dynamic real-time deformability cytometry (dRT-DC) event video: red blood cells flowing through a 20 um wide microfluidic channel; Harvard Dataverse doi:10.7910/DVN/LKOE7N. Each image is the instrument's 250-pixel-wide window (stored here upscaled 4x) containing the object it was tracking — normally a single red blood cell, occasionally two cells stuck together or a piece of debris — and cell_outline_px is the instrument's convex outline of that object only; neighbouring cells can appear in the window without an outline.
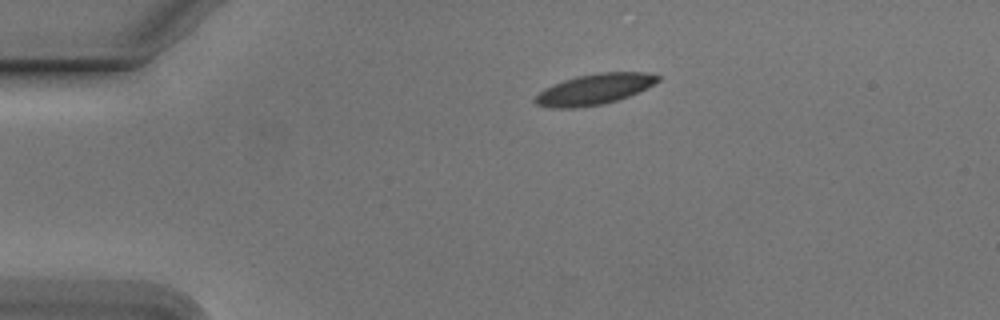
{"species": "Egyptian fruit bat (a non-hibernating species)", "species_latin": "Rousettus aegyptiacus", "temperature_condition": "cold", "stored_images_in_passage": 24, "camera_frame_rate_fps": 3000, "um_per_image_px": 0.085, "animal": {"sex": "male"}, "frame": {"image": 1, "passage_image": 1, "time_ms": 0.0, "image_size_px": [1000, 320], "cell_outline_px": [[660, 80], [628, 96], [604, 104], [576, 108], [552, 108], [536, 104], [532, 100], [544, 88], [552, 84], [576, 76], [600, 72], [648, 72], [660, 76]], "centroid_in_image_um": [50.48, 7.58], "position_along_channel_um": 34.5, "area_um2": 21.85}}
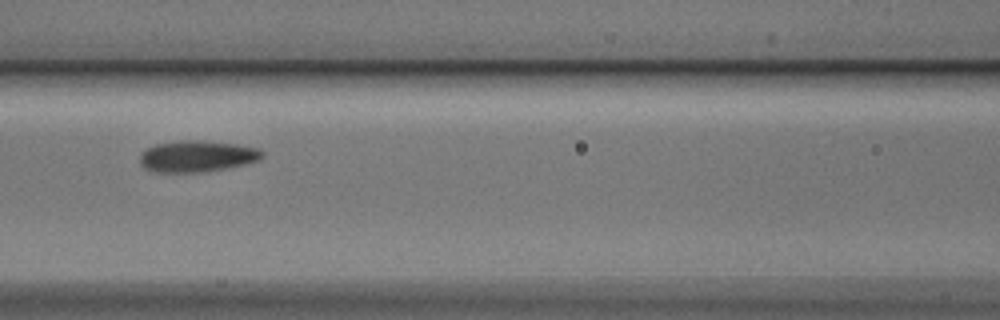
{"frame": {"image": 2, "passage_image": 14, "time_ms": 4.333, "image_size_px": [1000, 320], "cell_outline_px": [[264, 156], [256, 160], [244, 164], [224, 168], [200, 172], [152, 172], [144, 168], [140, 164], [140, 156], [148, 148], [156, 144], [180, 140], [200, 140], [236, 144], [260, 148], [264, 152]], "centroid_in_image_um": [16.74, 13.27], "position_along_channel_um": 149.9, "area_um2": 22.25}}
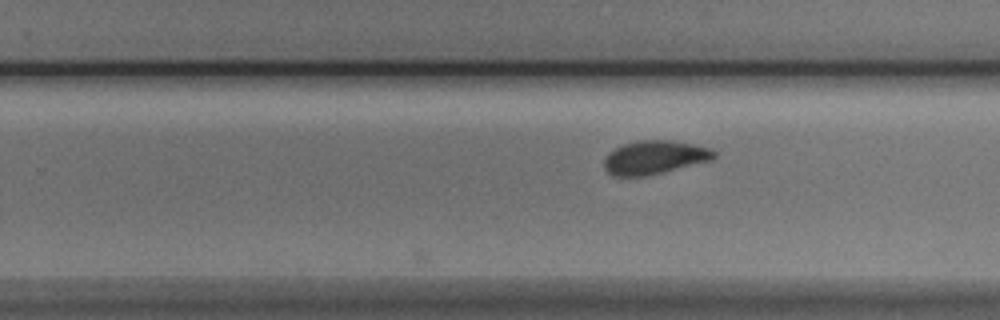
{"frame": {"image": 3, "passage_image": 24, "time_ms": 7.667, "image_size_px": [1000, 320], "cell_outline_px": [[716, 156], [712, 160], [644, 176], [612, 176], [604, 168], [604, 160], [608, 152], [624, 144], [640, 140], [672, 140], [712, 148], [716, 152]], "centroid_in_image_um": [55.63, 13.37], "position_along_channel_um": 274.2, "area_um2": 21.39}}